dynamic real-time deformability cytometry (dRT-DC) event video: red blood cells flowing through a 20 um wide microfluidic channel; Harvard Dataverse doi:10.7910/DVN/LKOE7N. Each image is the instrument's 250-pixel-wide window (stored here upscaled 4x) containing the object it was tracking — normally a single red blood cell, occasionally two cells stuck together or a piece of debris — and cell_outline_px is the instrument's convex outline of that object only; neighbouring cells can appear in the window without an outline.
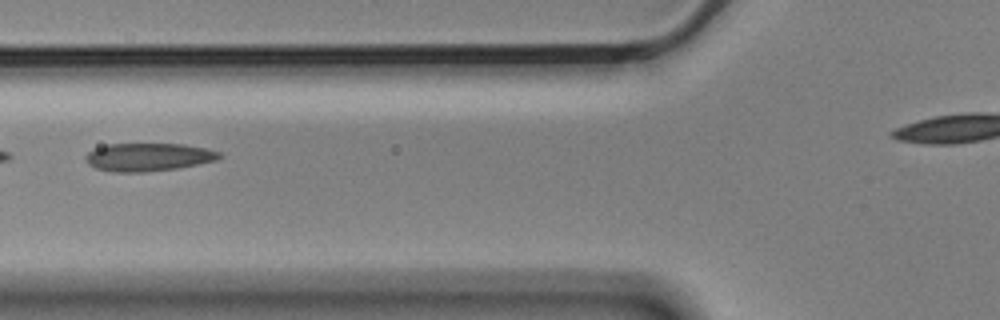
{"species": "Egyptian fruit bat (a non-hibernating species)", "species_latin": "Rousettus aegyptiacus", "temperature_condition": "cold", "stored_images_in_passage": 8, "segment_of_instrument_passage": [1, 2], "camera_frame_rate_fps": 3000, "um_per_image_px": 0.085, "animal": {"sex": "male"}, "frame": {"image": 1, "passage_image": 3, "time_ms": 0.667, "image_size_px": [1000, 320], "cell_outline_px": [[224, 156], [216, 160], [176, 168], [144, 172], [116, 172], [96, 168], [88, 164], [84, 156], [88, 152], [96, 148], [108, 144], [184, 144], [204, 148], [220, 152]], "centroid_in_image_um": [12.6, 13.35], "position_along_channel_um": 113.2, "area_um2": 21.68}}
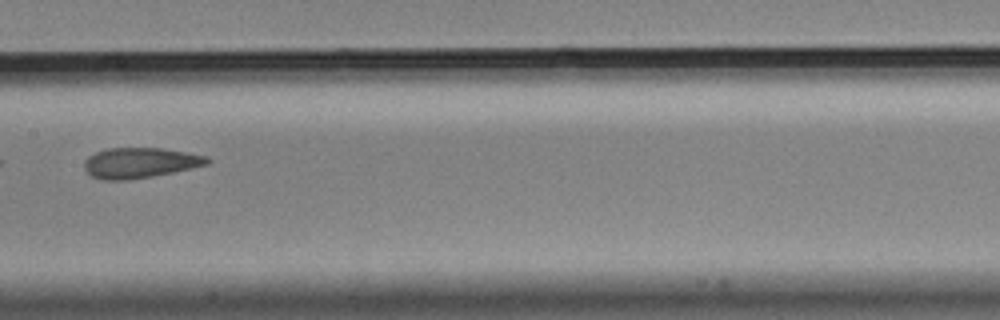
{"frame": {"image": 2, "passage_image": 5, "time_ms": 1.333, "image_size_px": [1000, 320], "cell_outline_px": [[212, 160], [208, 164], [172, 172], [152, 176], [128, 180], [104, 180], [92, 176], [84, 168], [84, 160], [88, 156], [96, 152], [108, 148], [160, 148], [208, 156]], "centroid_in_image_um": [11.88, 13.84], "position_along_channel_um": 195.5, "area_um2": 21.62}}
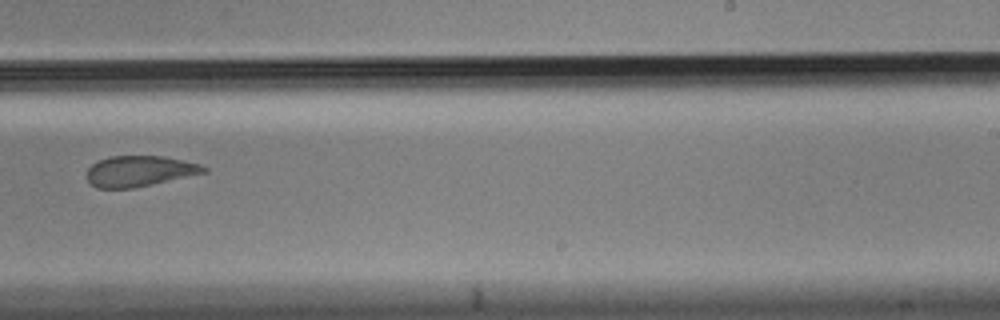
{"frame": {"image": 3, "passage_image": 7, "time_ms": 2.0, "image_size_px": [1000, 320], "cell_outline_px": [[208, 172], [152, 184], [132, 188], [96, 188], [88, 180], [88, 168], [96, 160], [108, 156], [164, 156], [200, 164], [208, 168]], "centroid_in_image_um": [11.86, 14.53], "position_along_channel_um": 277.1, "area_um2": 20.92}}